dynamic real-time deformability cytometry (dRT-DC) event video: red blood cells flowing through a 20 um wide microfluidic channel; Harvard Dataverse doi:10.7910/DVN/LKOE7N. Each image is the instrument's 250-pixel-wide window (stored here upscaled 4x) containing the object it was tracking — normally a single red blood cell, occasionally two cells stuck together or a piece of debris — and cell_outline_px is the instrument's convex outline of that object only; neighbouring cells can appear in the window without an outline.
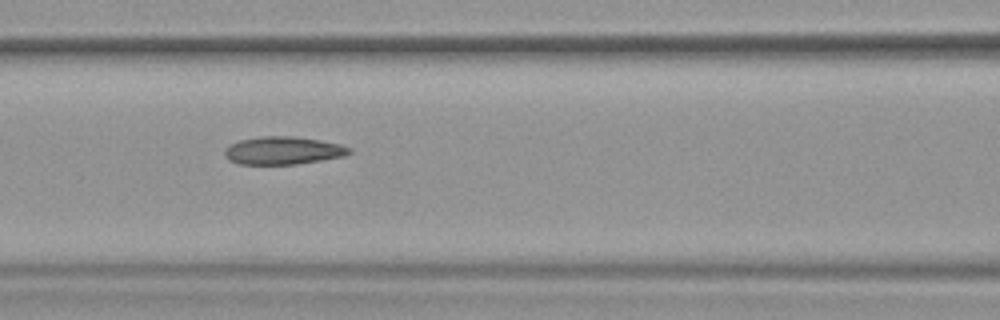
{"species": "common noctule bat (a hibernating species)", "species_latin": "Nyctalus noctula", "temperature_condition": "warm", "stored_images_in_passage": 54, "camera_frame_rate_fps": 3000, "um_per_image_px": 0.085, "animal": {"sex": "female", "body_mass_g": 19.9}, "frame": {"image": 1, "passage_image": 24, "time_ms": 7.667, "image_size_px": [1000, 320], "cell_outline_px": [[352, 152], [344, 156], [296, 164], [236, 164], [228, 160], [224, 156], [224, 148], [228, 144], [240, 140], [260, 136], [296, 136], [320, 140], [340, 144], [352, 148]], "centroid_in_image_um": [24.02, 12.79], "position_along_channel_um": 142.6, "area_um2": 20.46}, "authors_computed_cell_mechanics": {"area_um2": 20.9236, "velocity_mm_per_s": 3.8096, "shape_relaxation_time_tau1_ms": null, "shape_relaxation_time_tau2_ms": 3.0819, "deformation_change_tau1": null, "deformation_change_tau2": 0.1125}}